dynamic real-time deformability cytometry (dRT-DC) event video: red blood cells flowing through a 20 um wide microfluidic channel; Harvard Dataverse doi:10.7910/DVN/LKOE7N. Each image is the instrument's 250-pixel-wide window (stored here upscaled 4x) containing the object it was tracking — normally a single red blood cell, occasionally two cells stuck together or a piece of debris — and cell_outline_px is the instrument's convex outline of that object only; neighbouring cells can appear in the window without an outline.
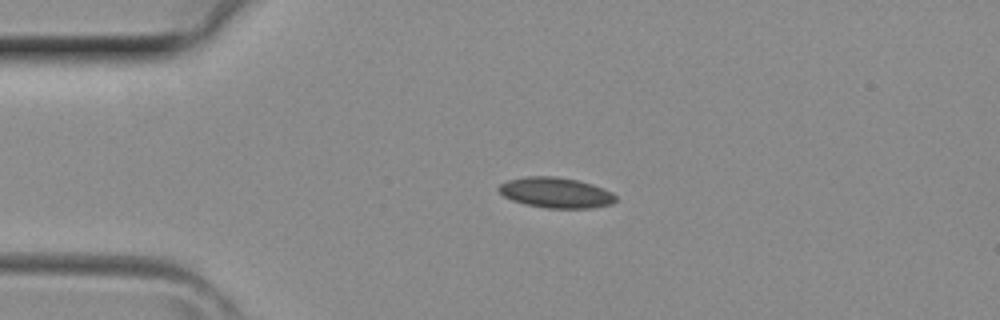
{"species": "common noctule bat (a hibernating species)", "species_latin": "Nyctalus noctula", "temperature_condition": "room temperature", "stored_images_in_passage": 2, "camera_frame_rate_fps": 3000, "um_per_image_px": 0.085, "animal": {"sex": "female", "body_mass_g": 29.2, "forearm_length_mm": 56.3}, "frame": {"image": 1, "passage_image": 2, "time_ms": 0.333, "image_size_px": [1000, 320], "cell_outline_px": [[616, 200], [612, 204], [592, 208], [548, 208], [524, 204], [512, 200], [504, 196], [496, 188], [500, 184], [508, 180], [528, 176], [556, 176], [580, 180], [604, 188], [612, 192], [616, 196]], "centroid_in_image_um": [47.26, 16.37], "position_along_channel_um": 37.7, "area_um2": 20.92}}